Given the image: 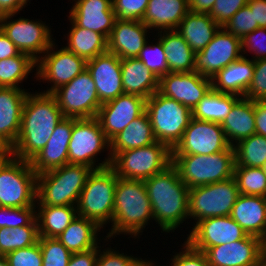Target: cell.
Wrapping results in <instances>:
<instances>
[{"label": "cell", "instance_id": "cell-1", "mask_svg": "<svg viewBox=\"0 0 266 266\" xmlns=\"http://www.w3.org/2000/svg\"><path fill=\"white\" fill-rule=\"evenodd\" d=\"M27 94L19 136L7 151L13 157L30 161L49 141L55 127L64 115L52 94L37 92Z\"/></svg>", "mask_w": 266, "mask_h": 266}, {"label": "cell", "instance_id": "cell-2", "mask_svg": "<svg viewBox=\"0 0 266 266\" xmlns=\"http://www.w3.org/2000/svg\"><path fill=\"white\" fill-rule=\"evenodd\" d=\"M143 181L151 203L153 220L163 232H174L189 219V188L172 164L163 172Z\"/></svg>", "mask_w": 266, "mask_h": 266}, {"label": "cell", "instance_id": "cell-3", "mask_svg": "<svg viewBox=\"0 0 266 266\" xmlns=\"http://www.w3.org/2000/svg\"><path fill=\"white\" fill-rule=\"evenodd\" d=\"M152 219V207L144 181L118 177L115 187L112 228L107 233L105 240L121 233L139 238L142 235L140 233Z\"/></svg>", "mask_w": 266, "mask_h": 266}, {"label": "cell", "instance_id": "cell-4", "mask_svg": "<svg viewBox=\"0 0 266 266\" xmlns=\"http://www.w3.org/2000/svg\"><path fill=\"white\" fill-rule=\"evenodd\" d=\"M93 169L66 164L37 175V206H76Z\"/></svg>", "mask_w": 266, "mask_h": 266}, {"label": "cell", "instance_id": "cell-5", "mask_svg": "<svg viewBox=\"0 0 266 266\" xmlns=\"http://www.w3.org/2000/svg\"><path fill=\"white\" fill-rule=\"evenodd\" d=\"M172 165L189 189L209 185L233 177L235 150L231 147L210 155H172Z\"/></svg>", "mask_w": 266, "mask_h": 266}, {"label": "cell", "instance_id": "cell-6", "mask_svg": "<svg viewBox=\"0 0 266 266\" xmlns=\"http://www.w3.org/2000/svg\"><path fill=\"white\" fill-rule=\"evenodd\" d=\"M37 174L29 161L8 152L0 156V206H36Z\"/></svg>", "mask_w": 266, "mask_h": 266}, {"label": "cell", "instance_id": "cell-7", "mask_svg": "<svg viewBox=\"0 0 266 266\" xmlns=\"http://www.w3.org/2000/svg\"><path fill=\"white\" fill-rule=\"evenodd\" d=\"M117 179L111 167L93 170L76 205L78 216L94 221L100 228L112 222Z\"/></svg>", "mask_w": 266, "mask_h": 266}, {"label": "cell", "instance_id": "cell-8", "mask_svg": "<svg viewBox=\"0 0 266 266\" xmlns=\"http://www.w3.org/2000/svg\"><path fill=\"white\" fill-rule=\"evenodd\" d=\"M145 112L158 142L171 150L181 140L192 118V110L158 91L146 99Z\"/></svg>", "mask_w": 266, "mask_h": 266}, {"label": "cell", "instance_id": "cell-9", "mask_svg": "<svg viewBox=\"0 0 266 266\" xmlns=\"http://www.w3.org/2000/svg\"><path fill=\"white\" fill-rule=\"evenodd\" d=\"M172 164V150L164 143H155L117 153L111 168L117 177L145 180L163 172Z\"/></svg>", "mask_w": 266, "mask_h": 266}, {"label": "cell", "instance_id": "cell-10", "mask_svg": "<svg viewBox=\"0 0 266 266\" xmlns=\"http://www.w3.org/2000/svg\"><path fill=\"white\" fill-rule=\"evenodd\" d=\"M105 148L110 152V141L102 131L98 119L75 118L68 145V164L85 165L93 170L110 167L112 163L110 154L96 165L98 162L96 156L105 151Z\"/></svg>", "mask_w": 266, "mask_h": 266}, {"label": "cell", "instance_id": "cell-11", "mask_svg": "<svg viewBox=\"0 0 266 266\" xmlns=\"http://www.w3.org/2000/svg\"><path fill=\"white\" fill-rule=\"evenodd\" d=\"M240 195L234 177L189 189V218L195 223L212 217L230 216Z\"/></svg>", "mask_w": 266, "mask_h": 266}, {"label": "cell", "instance_id": "cell-12", "mask_svg": "<svg viewBox=\"0 0 266 266\" xmlns=\"http://www.w3.org/2000/svg\"><path fill=\"white\" fill-rule=\"evenodd\" d=\"M52 95L56 98L64 117L93 118L97 116L102 105L87 68L68 84L56 89Z\"/></svg>", "mask_w": 266, "mask_h": 266}, {"label": "cell", "instance_id": "cell-13", "mask_svg": "<svg viewBox=\"0 0 266 266\" xmlns=\"http://www.w3.org/2000/svg\"><path fill=\"white\" fill-rule=\"evenodd\" d=\"M13 16L15 13L0 15V29L21 53L37 61L54 42L50 27L42 21L21 17L12 21Z\"/></svg>", "mask_w": 266, "mask_h": 266}, {"label": "cell", "instance_id": "cell-14", "mask_svg": "<svg viewBox=\"0 0 266 266\" xmlns=\"http://www.w3.org/2000/svg\"><path fill=\"white\" fill-rule=\"evenodd\" d=\"M55 41L49 49L36 61V79L51 83L50 89L43 93L52 94L59 87L68 84L83 70L87 61L77 56L66 47L55 50ZM54 49V50H53Z\"/></svg>", "mask_w": 266, "mask_h": 266}, {"label": "cell", "instance_id": "cell-15", "mask_svg": "<svg viewBox=\"0 0 266 266\" xmlns=\"http://www.w3.org/2000/svg\"><path fill=\"white\" fill-rule=\"evenodd\" d=\"M229 144L221 123L191 118L172 155H210L227 151Z\"/></svg>", "mask_w": 266, "mask_h": 266}, {"label": "cell", "instance_id": "cell-16", "mask_svg": "<svg viewBox=\"0 0 266 266\" xmlns=\"http://www.w3.org/2000/svg\"><path fill=\"white\" fill-rule=\"evenodd\" d=\"M242 56L241 38L220 27L211 42L195 53V72L212 79L221 69Z\"/></svg>", "mask_w": 266, "mask_h": 266}, {"label": "cell", "instance_id": "cell-17", "mask_svg": "<svg viewBox=\"0 0 266 266\" xmlns=\"http://www.w3.org/2000/svg\"><path fill=\"white\" fill-rule=\"evenodd\" d=\"M189 233L186 242L200 252L213 246L244 239L248 235L230 216L200 220L194 223Z\"/></svg>", "mask_w": 266, "mask_h": 266}, {"label": "cell", "instance_id": "cell-18", "mask_svg": "<svg viewBox=\"0 0 266 266\" xmlns=\"http://www.w3.org/2000/svg\"><path fill=\"white\" fill-rule=\"evenodd\" d=\"M146 99L134 94H121L103 103L97 113L102 131L111 141L133 120L145 112Z\"/></svg>", "mask_w": 266, "mask_h": 266}, {"label": "cell", "instance_id": "cell-19", "mask_svg": "<svg viewBox=\"0 0 266 266\" xmlns=\"http://www.w3.org/2000/svg\"><path fill=\"white\" fill-rule=\"evenodd\" d=\"M211 89V78L198 72H169L159 79L158 92L193 110Z\"/></svg>", "mask_w": 266, "mask_h": 266}, {"label": "cell", "instance_id": "cell-20", "mask_svg": "<svg viewBox=\"0 0 266 266\" xmlns=\"http://www.w3.org/2000/svg\"><path fill=\"white\" fill-rule=\"evenodd\" d=\"M203 253L210 266H264L262 239L252 235L207 248Z\"/></svg>", "mask_w": 266, "mask_h": 266}, {"label": "cell", "instance_id": "cell-21", "mask_svg": "<svg viewBox=\"0 0 266 266\" xmlns=\"http://www.w3.org/2000/svg\"><path fill=\"white\" fill-rule=\"evenodd\" d=\"M91 74L101 104L124 94L121 73V59L113 53L106 52L86 63Z\"/></svg>", "mask_w": 266, "mask_h": 266}, {"label": "cell", "instance_id": "cell-22", "mask_svg": "<svg viewBox=\"0 0 266 266\" xmlns=\"http://www.w3.org/2000/svg\"><path fill=\"white\" fill-rule=\"evenodd\" d=\"M74 123L75 118L64 117L45 147L29 161L37 175L68 164V145Z\"/></svg>", "mask_w": 266, "mask_h": 266}, {"label": "cell", "instance_id": "cell-23", "mask_svg": "<svg viewBox=\"0 0 266 266\" xmlns=\"http://www.w3.org/2000/svg\"><path fill=\"white\" fill-rule=\"evenodd\" d=\"M23 88L0 87V145L8 151L16 142L27 97Z\"/></svg>", "mask_w": 266, "mask_h": 266}, {"label": "cell", "instance_id": "cell-24", "mask_svg": "<svg viewBox=\"0 0 266 266\" xmlns=\"http://www.w3.org/2000/svg\"><path fill=\"white\" fill-rule=\"evenodd\" d=\"M68 18L78 27L96 31L107 39L114 27L115 12L112 0H73Z\"/></svg>", "mask_w": 266, "mask_h": 266}, {"label": "cell", "instance_id": "cell-25", "mask_svg": "<svg viewBox=\"0 0 266 266\" xmlns=\"http://www.w3.org/2000/svg\"><path fill=\"white\" fill-rule=\"evenodd\" d=\"M148 29L142 21L116 19L108 37V52L120 59L136 58L148 42Z\"/></svg>", "mask_w": 266, "mask_h": 266}, {"label": "cell", "instance_id": "cell-26", "mask_svg": "<svg viewBox=\"0 0 266 266\" xmlns=\"http://www.w3.org/2000/svg\"><path fill=\"white\" fill-rule=\"evenodd\" d=\"M230 217L248 235L262 239L266 234V197L240 194Z\"/></svg>", "mask_w": 266, "mask_h": 266}, {"label": "cell", "instance_id": "cell-27", "mask_svg": "<svg viewBox=\"0 0 266 266\" xmlns=\"http://www.w3.org/2000/svg\"><path fill=\"white\" fill-rule=\"evenodd\" d=\"M189 11V0H149L142 22L149 30H176Z\"/></svg>", "mask_w": 266, "mask_h": 266}, {"label": "cell", "instance_id": "cell-28", "mask_svg": "<svg viewBox=\"0 0 266 266\" xmlns=\"http://www.w3.org/2000/svg\"><path fill=\"white\" fill-rule=\"evenodd\" d=\"M254 74V60L246 56L221 69L211 80L212 89L217 92L244 97Z\"/></svg>", "mask_w": 266, "mask_h": 266}, {"label": "cell", "instance_id": "cell-29", "mask_svg": "<svg viewBox=\"0 0 266 266\" xmlns=\"http://www.w3.org/2000/svg\"><path fill=\"white\" fill-rule=\"evenodd\" d=\"M221 126L232 147L239 141L256 134L254 101L240 97L221 122Z\"/></svg>", "mask_w": 266, "mask_h": 266}, {"label": "cell", "instance_id": "cell-30", "mask_svg": "<svg viewBox=\"0 0 266 266\" xmlns=\"http://www.w3.org/2000/svg\"><path fill=\"white\" fill-rule=\"evenodd\" d=\"M123 90L145 99L159 88V78L154 75L137 57L121 59Z\"/></svg>", "mask_w": 266, "mask_h": 266}, {"label": "cell", "instance_id": "cell-31", "mask_svg": "<svg viewBox=\"0 0 266 266\" xmlns=\"http://www.w3.org/2000/svg\"><path fill=\"white\" fill-rule=\"evenodd\" d=\"M219 28L220 26L209 14L189 11L179 23L176 31L196 53L211 42Z\"/></svg>", "mask_w": 266, "mask_h": 266}, {"label": "cell", "instance_id": "cell-32", "mask_svg": "<svg viewBox=\"0 0 266 266\" xmlns=\"http://www.w3.org/2000/svg\"><path fill=\"white\" fill-rule=\"evenodd\" d=\"M156 141L150 119L144 112L110 141L108 155L113 158L119 152L146 147Z\"/></svg>", "mask_w": 266, "mask_h": 266}, {"label": "cell", "instance_id": "cell-33", "mask_svg": "<svg viewBox=\"0 0 266 266\" xmlns=\"http://www.w3.org/2000/svg\"><path fill=\"white\" fill-rule=\"evenodd\" d=\"M158 37L166 53L170 72L195 71V52L176 30L159 31Z\"/></svg>", "mask_w": 266, "mask_h": 266}, {"label": "cell", "instance_id": "cell-34", "mask_svg": "<svg viewBox=\"0 0 266 266\" xmlns=\"http://www.w3.org/2000/svg\"><path fill=\"white\" fill-rule=\"evenodd\" d=\"M100 227L92 220L77 216L57 239L71 252H85L98 246Z\"/></svg>", "mask_w": 266, "mask_h": 266}, {"label": "cell", "instance_id": "cell-35", "mask_svg": "<svg viewBox=\"0 0 266 266\" xmlns=\"http://www.w3.org/2000/svg\"><path fill=\"white\" fill-rule=\"evenodd\" d=\"M71 29L67 34L68 50L86 61L108 52V39L96 32L82 27H78L71 19Z\"/></svg>", "mask_w": 266, "mask_h": 266}, {"label": "cell", "instance_id": "cell-36", "mask_svg": "<svg viewBox=\"0 0 266 266\" xmlns=\"http://www.w3.org/2000/svg\"><path fill=\"white\" fill-rule=\"evenodd\" d=\"M36 208H38L36 219L40 237L57 238L78 216L76 206H37Z\"/></svg>", "mask_w": 266, "mask_h": 266}, {"label": "cell", "instance_id": "cell-37", "mask_svg": "<svg viewBox=\"0 0 266 266\" xmlns=\"http://www.w3.org/2000/svg\"><path fill=\"white\" fill-rule=\"evenodd\" d=\"M239 98L240 96L235 94L217 92L211 89L194 107L192 117L198 120L221 123Z\"/></svg>", "mask_w": 266, "mask_h": 266}, {"label": "cell", "instance_id": "cell-38", "mask_svg": "<svg viewBox=\"0 0 266 266\" xmlns=\"http://www.w3.org/2000/svg\"><path fill=\"white\" fill-rule=\"evenodd\" d=\"M35 67L36 61L25 53L0 60V87L20 88L19 83L28 78Z\"/></svg>", "mask_w": 266, "mask_h": 266}, {"label": "cell", "instance_id": "cell-39", "mask_svg": "<svg viewBox=\"0 0 266 266\" xmlns=\"http://www.w3.org/2000/svg\"><path fill=\"white\" fill-rule=\"evenodd\" d=\"M235 166L262 168L266 163V137L253 134L234 146Z\"/></svg>", "mask_w": 266, "mask_h": 266}, {"label": "cell", "instance_id": "cell-40", "mask_svg": "<svg viewBox=\"0 0 266 266\" xmlns=\"http://www.w3.org/2000/svg\"><path fill=\"white\" fill-rule=\"evenodd\" d=\"M38 222L35 218L28 226L0 228V255L16 249L32 246L38 242Z\"/></svg>", "mask_w": 266, "mask_h": 266}, {"label": "cell", "instance_id": "cell-41", "mask_svg": "<svg viewBox=\"0 0 266 266\" xmlns=\"http://www.w3.org/2000/svg\"><path fill=\"white\" fill-rule=\"evenodd\" d=\"M233 177L240 194L266 197V174L263 168L234 166Z\"/></svg>", "mask_w": 266, "mask_h": 266}, {"label": "cell", "instance_id": "cell-42", "mask_svg": "<svg viewBox=\"0 0 266 266\" xmlns=\"http://www.w3.org/2000/svg\"><path fill=\"white\" fill-rule=\"evenodd\" d=\"M155 40H157V43L154 45H150L147 42L137 58L160 79L170 71L166 62V53L164 52L161 40L159 38Z\"/></svg>", "mask_w": 266, "mask_h": 266}, {"label": "cell", "instance_id": "cell-43", "mask_svg": "<svg viewBox=\"0 0 266 266\" xmlns=\"http://www.w3.org/2000/svg\"><path fill=\"white\" fill-rule=\"evenodd\" d=\"M42 252V266H68L72 253L57 239L38 238Z\"/></svg>", "mask_w": 266, "mask_h": 266}, {"label": "cell", "instance_id": "cell-44", "mask_svg": "<svg viewBox=\"0 0 266 266\" xmlns=\"http://www.w3.org/2000/svg\"><path fill=\"white\" fill-rule=\"evenodd\" d=\"M36 206L30 207H1L0 228H15L28 226L36 218Z\"/></svg>", "mask_w": 266, "mask_h": 266}, {"label": "cell", "instance_id": "cell-45", "mask_svg": "<svg viewBox=\"0 0 266 266\" xmlns=\"http://www.w3.org/2000/svg\"><path fill=\"white\" fill-rule=\"evenodd\" d=\"M223 27L233 36L242 39L259 26L255 23L254 11L246 5L238 10Z\"/></svg>", "mask_w": 266, "mask_h": 266}, {"label": "cell", "instance_id": "cell-46", "mask_svg": "<svg viewBox=\"0 0 266 266\" xmlns=\"http://www.w3.org/2000/svg\"><path fill=\"white\" fill-rule=\"evenodd\" d=\"M149 0H112L118 20L142 21Z\"/></svg>", "mask_w": 266, "mask_h": 266}, {"label": "cell", "instance_id": "cell-47", "mask_svg": "<svg viewBox=\"0 0 266 266\" xmlns=\"http://www.w3.org/2000/svg\"><path fill=\"white\" fill-rule=\"evenodd\" d=\"M244 97L251 101H266V59L254 61V74Z\"/></svg>", "mask_w": 266, "mask_h": 266}, {"label": "cell", "instance_id": "cell-48", "mask_svg": "<svg viewBox=\"0 0 266 266\" xmlns=\"http://www.w3.org/2000/svg\"><path fill=\"white\" fill-rule=\"evenodd\" d=\"M9 266H42V252L39 242L32 246L16 249L5 255Z\"/></svg>", "mask_w": 266, "mask_h": 266}, {"label": "cell", "instance_id": "cell-49", "mask_svg": "<svg viewBox=\"0 0 266 266\" xmlns=\"http://www.w3.org/2000/svg\"><path fill=\"white\" fill-rule=\"evenodd\" d=\"M241 45L242 54L254 53L252 60L266 59V28L258 27L247 34L241 39Z\"/></svg>", "mask_w": 266, "mask_h": 266}, {"label": "cell", "instance_id": "cell-50", "mask_svg": "<svg viewBox=\"0 0 266 266\" xmlns=\"http://www.w3.org/2000/svg\"><path fill=\"white\" fill-rule=\"evenodd\" d=\"M247 4L248 0H216L209 15L220 27H223L238 10Z\"/></svg>", "mask_w": 266, "mask_h": 266}, {"label": "cell", "instance_id": "cell-51", "mask_svg": "<svg viewBox=\"0 0 266 266\" xmlns=\"http://www.w3.org/2000/svg\"><path fill=\"white\" fill-rule=\"evenodd\" d=\"M179 253L171 258V266H210L203 252L193 249L186 241Z\"/></svg>", "mask_w": 266, "mask_h": 266}, {"label": "cell", "instance_id": "cell-52", "mask_svg": "<svg viewBox=\"0 0 266 266\" xmlns=\"http://www.w3.org/2000/svg\"><path fill=\"white\" fill-rule=\"evenodd\" d=\"M138 259L137 256L124 255L111 248H106L103 252L99 249L96 266H133Z\"/></svg>", "mask_w": 266, "mask_h": 266}, {"label": "cell", "instance_id": "cell-53", "mask_svg": "<svg viewBox=\"0 0 266 266\" xmlns=\"http://www.w3.org/2000/svg\"><path fill=\"white\" fill-rule=\"evenodd\" d=\"M100 247L97 246L85 252L72 253L68 266H96Z\"/></svg>", "mask_w": 266, "mask_h": 266}, {"label": "cell", "instance_id": "cell-54", "mask_svg": "<svg viewBox=\"0 0 266 266\" xmlns=\"http://www.w3.org/2000/svg\"><path fill=\"white\" fill-rule=\"evenodd\" d=\"M256 134L266 137V101H254Z\"/></svg>", "mask_w": 266, "mask_h": 266}, {"label": "cell", "instance_id": "cell-55", "mask_svg": "<svg viewBox=\"0 0 266 266\" xmlns=\"http://www.w3.org/2000/svg\"><path fill=\"white\" fill-rule=\"evenodd\" d=\"M247 5L254 11L255 23L266 28V0H248Z\"/></svg>", "mask_w": 266, "mask_h": 266}, {"label": "cell", "instance_id": "cell-56", "mask_svg": "<svg viewBox=\"0 0 266 266\" xmlns=\"http://www.w3.org/2000/svg\"><path fill=\"white\" fill-rule=\"evenodd\" d=\"M21 52L0 29V60L19 55Z\"/></svg>", "mask_w": 266, "mask_h": 266}, {"label": "cell", "instance_id": "cell-57", "mask_svg": "<svg viewBox=\"0 0 266 266\" xmlns=\"http://www.w3.org/2000/svg\"><path fill=\"white\" fill-rule=\"evenodd\" d=\"M29 0H0V15L19 13L27 5Z\"/></svg>", "mask_w": 266, "mask_h": 266}, {"label": "cell", "instance_id": "cell-58", "mask_svg": "<svg viewBox=\"0 0 266 266\" xmlns=\"http://www.w3.org/2000/svg\"><path fill=\"white\" fill-rule=\"evenodd\" d=\"M216 0H189V10L194 13L209 14Z\"/></svg>", "mask_w": 266, "mask_h": 266}, {"label": "cell", "instance_id": "cell-59", "mask_svg": "<svg viewBox=\"0 0 266 266\" xmlns=\"http://www.w3.org/2000/svg\"><path fill=\"white\" fill-rule=\"evenodd\" d=\"M133 266H158L154 264L153 261L150 260H143L142 258H139Z\"/></svg>", "mask_w": 266, "mask_h": 266}, {"label": "cell", "instance_id": "cell-60", "mask_svg": "<svg viewBox=\"0 0 266 266\" xmlns=\"http://www.w3.org/2000/svg\"><path fill=\"white\" fill-rule=\"evenodd\" d=\"M262 259L264 266H266V234L262 238Z\"/></svg>", "mask_w": 266, "mask_h": 266}, {"label": "cell", "instance_id": "cell-61", "mask_svg": "<svg viewBox=\"0 0 266 266\" xmlns=\"http://www.w3.org/2000/svg\"><path fill=\"white\" fill-rule=\"evenodd\" d=\"M0 266H9L4 255H0Z\"/></svg>", "mask_w": 266, "mask_h": 266}, {"label": "cell", "instance_id": "cell-62", "mask_svg": "<svg viewBox=\"0 0 266 266\" xmlns=\"http://www.w3.org/2000/svg\"><path fill=\"white\" fill-rule=\"evenodd\" d=\"M7 151L0 145V156L6 154Z\"/></svg>", "mask_w": 266, "mask_h": 266}, {"label": "cell", "instance_id": "cell-63", "mask_svg": "<svg viewBox=\"0 0 266 266\" xmlns=\"http://www.w3.org/2000/svg\"><path fill=\"white\" fill-rule=\"evenodd\" d=\"M263 170H264V173L266 174V163L263 165Z\"/></svg>", "mask_w": 266, "mask_h": 266}]
</instances>
